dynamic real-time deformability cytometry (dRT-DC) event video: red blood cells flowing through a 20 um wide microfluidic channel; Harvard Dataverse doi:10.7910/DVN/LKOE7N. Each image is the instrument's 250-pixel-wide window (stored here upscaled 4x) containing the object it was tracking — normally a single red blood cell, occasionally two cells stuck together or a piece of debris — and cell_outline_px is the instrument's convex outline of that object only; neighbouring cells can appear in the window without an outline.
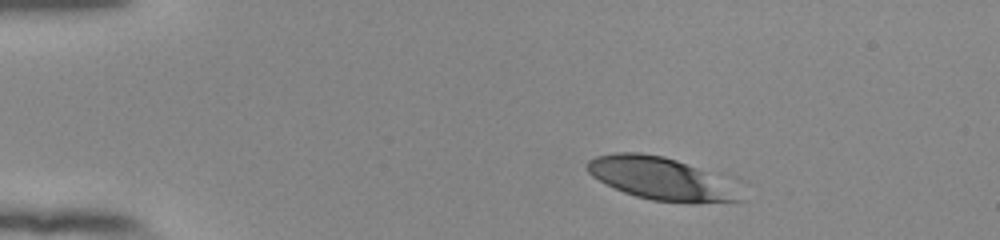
{"species": "human", "species_latin": "Homo sapiens", "temperature_condition": "room temperature", "stored_images_in_passage": 45, "camera_frame_rate_fps": 3000, "um_per_image_px": 0.085, "donor": {"sex": "female"}, "frame": {"image": 1, "passage_image": 1, "time_ms": 0.0, "image_size_px": [1000, 240], "cell_outline_px": [[748, 200], [692, 204], [652, 200], [636, 196], [624, 192], [592, 176], [588, 172], [588, 160], [596, 156], [616, 152], [640, 152], [664, 156], [676, 160], [696, 168]], "centroid_in_image_um": [56.01, 15.19], "position_along_channel_um": 29.0, "area_um2": 36.41}}
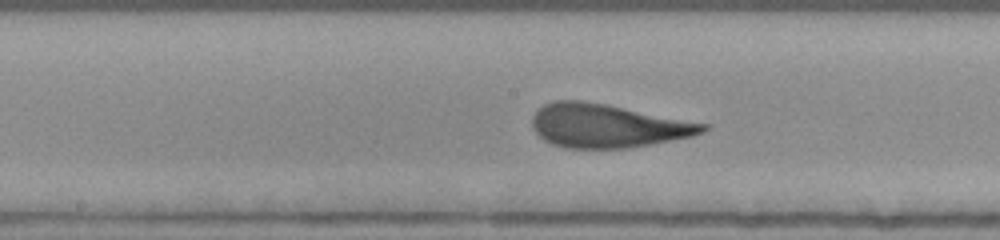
{"frame": {"image": 2, "passage_image": 20, "time_ms": 6.333, "image_size_px": [1000, 240], "cell_outline_px": [[708, 128], [704, 132], [692, 136], [628, 148], [564, 148], [552, 144], [544, 140], [532, 128], [532, 116], [544, 104], [552, 100], [580, 100], [604, 104], [708, 124]], "centroid_in_image_um": [51.58, 10.69], "position_along_channel_um": 196.6, "area_um2": 42.95}}
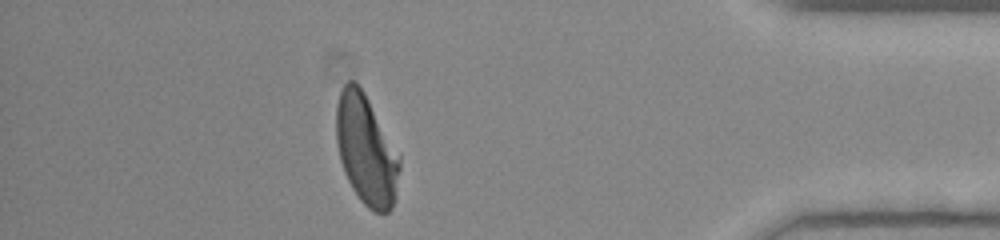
{"frame": {"image": 3, "passage_image": 39, "time_ms": 12.667, "image_size_px": [1000, 240], "cell_outline_px": [[400, 168], [392, 208], [388, 212], [376, 212], [368, 208], [360, 200], [352, 188], [344, 172], [340, 160], [336, 140], [336, 104], [340, 92], [344, 84], [348, 80], [356, 80], [364, 92], [400, 156]], "centroid_in_image_um": [31.1, 12.72], "position_along_channel_um": 404.1, "area_um2": 40.4}, "authors_computed_cell_mechanics": {"area_um2": 42.483, "velocity_mm_per_s": 3.8664, "shape_relaxation_time_tau1_ms": 4.3401, "shape_relaxation_time_tau2_ms": 0.8806, "deformation_change_tau1": 0.1982, "deformation_change_tau2": 0.0968}}